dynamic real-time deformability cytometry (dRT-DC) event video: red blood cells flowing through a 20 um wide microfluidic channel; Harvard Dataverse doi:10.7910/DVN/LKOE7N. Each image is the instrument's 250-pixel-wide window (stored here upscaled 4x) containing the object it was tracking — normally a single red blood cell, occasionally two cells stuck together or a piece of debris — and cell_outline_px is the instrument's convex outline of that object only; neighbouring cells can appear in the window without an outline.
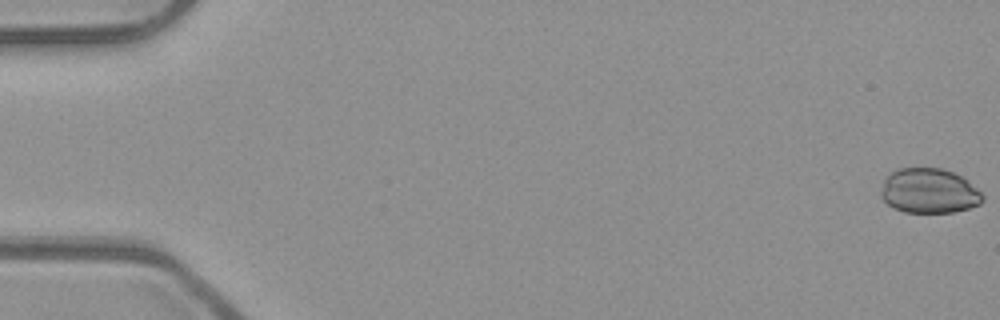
{"species": "common noctule bat (a hibernating species)", "species_latin": "Nyctalus noctula", "temperature_condition": "room temperature", "stored_images_in_passage": 47, "camera_frame_rate_fps": 3000, "um_per_image_px": 0.085, "animal": {"sex": "male", "body_mass_g": 23.1, "forearm_length_mm": 52.7}, "frame": {"image": 1, "passage_image": 1, "time_ms": 0.0, "image_size_px": [1000, 320], "cell_outline_px": [[984, 200], [980, 204], [968, 208], [952, 212], [904, 212], [892, 208], [880, 196], [880, 192], [884, 180], [892, 172], [900, 168], [940, 168], [952, 172], [960, 176], [980, 192], [984, 196]], "centroid_in_image_um": [78.94, 16.24], "position_along_channel_um": 6.1, "area_um2": 26.3}}
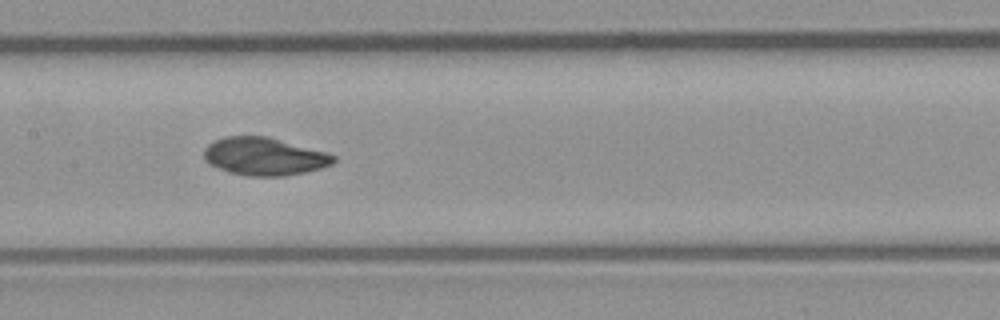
{"frame": {"image": 2, "passage_image": 27, "time_ms": 8.667, "image_size_px": [1000, 320], "cell_outline_px": [[336, 160], [332, 164], [320, 168], [304, 172], [284, 176], [248, 176], [228, 172], [208, 164], [204, 160], [204, 148], [212, 140], [224, 136], [268, 136], [324, 152], [336, 156]], "centroid_in_image_um": [22.4, 13.29], "position_along_channel_um": 185.0, "area_um2": 28.61}}
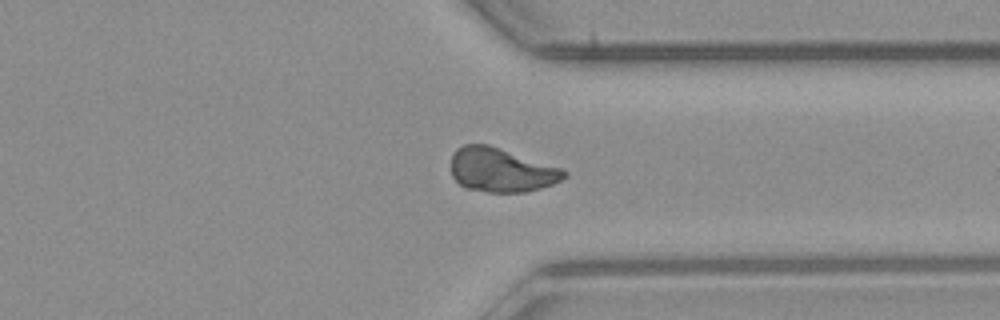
{"frame": {"image": 3, "passage_image": 41, "time_ms": 13.333, "image_size_px": [1000, 320], "cell_outline_px": [[568, 176], [552, 184], [540, 188], [524, 192], [488, 192], [464, 188], [452, 176], [452, 152], [456, 148], [464, 144], [488, 144], [564, 168], [568, 172]], "centroid_in_image_um": [42.62, 14.44], "position_along_channel_um": 368.8, "area_um2": 29.25}}